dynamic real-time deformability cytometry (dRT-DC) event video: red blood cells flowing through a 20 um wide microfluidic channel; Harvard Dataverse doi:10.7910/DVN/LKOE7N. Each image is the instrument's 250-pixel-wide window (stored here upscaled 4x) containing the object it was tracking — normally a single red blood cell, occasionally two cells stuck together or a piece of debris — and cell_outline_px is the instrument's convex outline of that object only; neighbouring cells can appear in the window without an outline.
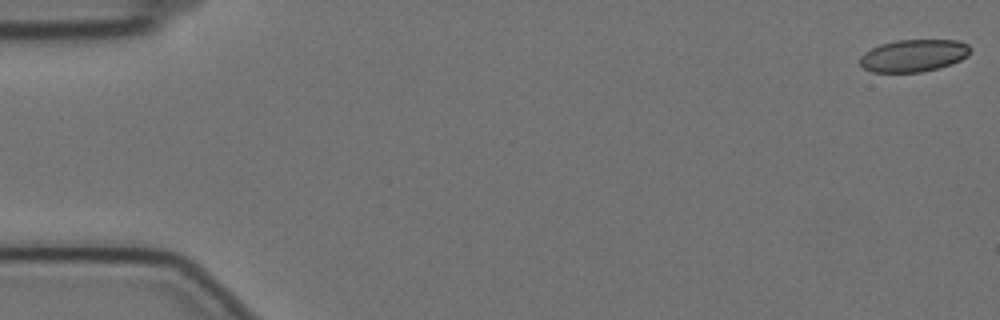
{"species": "Egyptian fruit bat (a non-hibernating species)", "species_latin": "Rousettus aegyptiacus", "temperature_condition": "cold", "stored_images_in_passage": 58, "camera_frame_rate_fps": 3000, "um_per_image_px": 0.085, "animal": {"sex": "female"}, "frame": {"image": 1, "passage_image": 1, "time_ms": 0.0, "image_size_px": [1000, 320], "cell_outline_px": [[972, 48], [968, 56], [952, 64], [920, 72], [872, 72], [864, 68], [860, 64], [860, 56], [864, 52], [880, 44], [896, 40], [960, 40], [968, 44]], "centroid_in_image_um": [77.67, 4.71], "position_along_channel_um": 7.3, "area_um2": 20.87}}
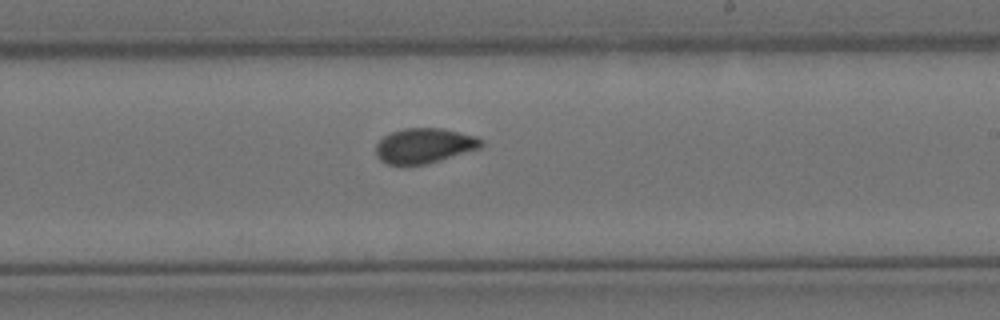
{"frame": {"image": 2, "passage_image": 34, "time_ms": 11.0, "image_size_px": [1000, 320], "cell_outline_px": [[484, 144], [480, 148], [428, 164], [404, 168], [388, 164], [380, 160], [376, 156], [376, 144], [384, 136], [392, 132], [404, 128], [444, 128], [476, 136], [484, 140]], "centroid_in_image_um": [36.05, 12.42], "position_along_channel_um": 253.0, "area_um2": 22.14}}
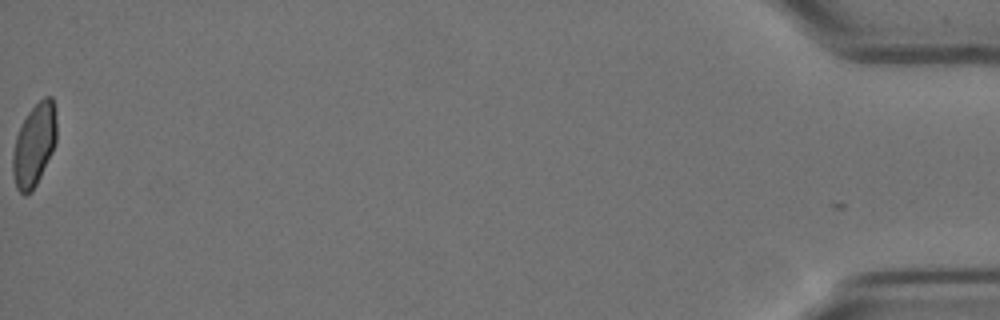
{"frame": {"image": 3, "passage_image": 58, "time_ms": 19.0, "image_size_px": [1000, 320], "cell_outline_px": [[56, 144], [32, 192], [24, 196], [16, 188], [12, 172], [12, 152], [16, 136], [28, 112], [44, 96], [52, 96], [56, 112]], "centroid_in_image_um": [2.9, 12.33], "position_along_channel_um": 432.3, "area_um2": 21.15}, "authors_computed_cell_mechanics": {"area_um2": 21.7039, "velocity_mm_per_s": 3.5116, "shape_relaxation_time_tau1_ms": null, "shape_relaxation_time_tau2_ms": 1.0458, "deformation_change_tau1": null, "deformation_change_tau2": 0.043}}